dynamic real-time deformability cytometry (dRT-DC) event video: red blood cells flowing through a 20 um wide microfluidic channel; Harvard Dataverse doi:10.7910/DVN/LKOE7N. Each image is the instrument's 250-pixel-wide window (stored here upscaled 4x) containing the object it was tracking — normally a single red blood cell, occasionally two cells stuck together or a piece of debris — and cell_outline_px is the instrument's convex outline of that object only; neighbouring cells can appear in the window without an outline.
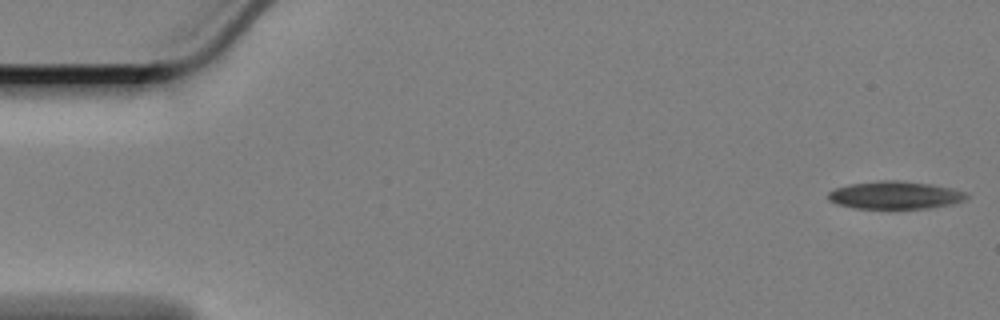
{"species": "Egyptian fruit bat (a non-hibernating species)", "species_latin": "Rousettus aegyptiacus", "temperature_condition": "cold", "stored_images_in_passage": 58, "camera_frame_rate_fps": 3000, "um_per_image_px": 0.085, "animal": {"sex": "female"}, "frame": {"image": 1, "passage_image": 1, "time_ms": 0.0, "image_size_px": [1000, 320], "cell_outline_px": [[968, 196], [964, 200], [952, 204], [932, 208], [852, 208], [836, 204], [828, 200], [828, 192], [836, 188], [848, 184], [880, 180], [900, 180], [932, 184], [952, 188], [964, 192]], "centroid_in_image_um": [76.06, 16.58], "position_along_channel_um": 8.9, "area_um2": 22.48}}
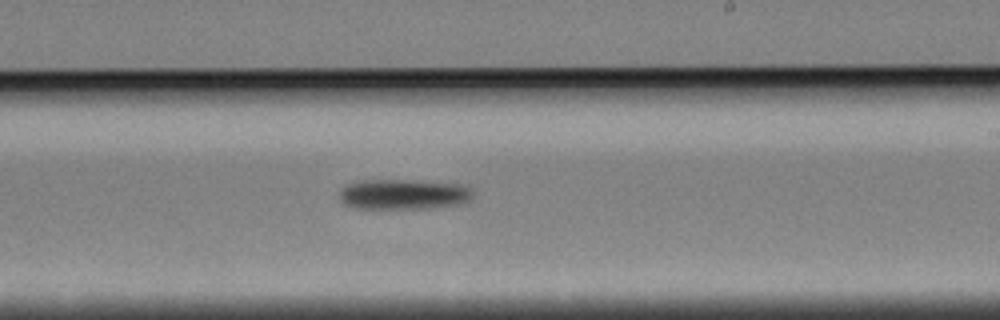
{"frame": {"image": 2, "passage_image": 34, "time_ms": 11.0, "image_size_px": [1000, 320], "cell_outline_px": [[472, 196], [468, 200], [460, 204], [428, 208], [352, 208], [344, 204], [340, 200], [340, 192], [348, 184], [360, 180], [412, 180], [460, 184], [472, 188]], "centroid_in_image_um": [34.29, 16.51], "position_along_channel_um": 254.7, "area_um2": 23.47}}
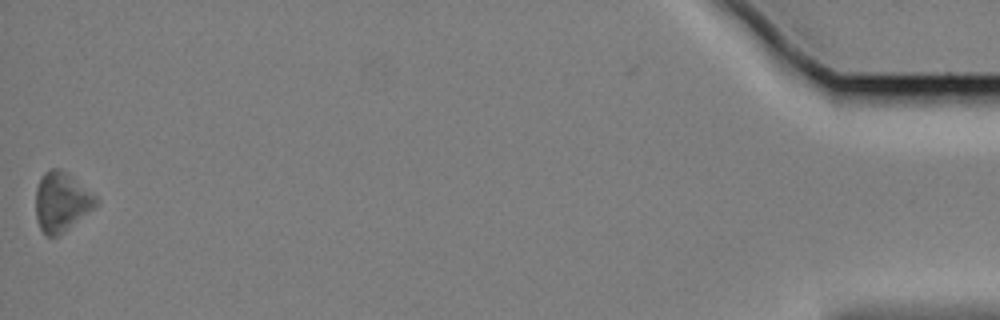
{"frame": {"image": 3, "passage_image": 58, "time_ms": 19.0, "image_size_px": [1000, 320], "cell_outline_px": [[100, 200], [92, 208], [56, 236], [48, 236], [40, 228], [36, 220], [36, 188], [40, 176], [44, 172], [52, 168], [60, 168], [68, 172], [96, 196]], "centroid_in_image_um": [5.19, 17.09], "position_along_channel_um": 430.0, "area_um2": 20.46}, "authors_computed_cell_mechanics": {"area_um2": 23.0333, "velocity_mm_per_s": 3.3741, "shape_relaxation_time_tau1_ms": 1.4748, "shape_relaxation_time_tau2_ms": null, "deformation_change_tau1": 0.0821, "deformation_change_tau2": null}}